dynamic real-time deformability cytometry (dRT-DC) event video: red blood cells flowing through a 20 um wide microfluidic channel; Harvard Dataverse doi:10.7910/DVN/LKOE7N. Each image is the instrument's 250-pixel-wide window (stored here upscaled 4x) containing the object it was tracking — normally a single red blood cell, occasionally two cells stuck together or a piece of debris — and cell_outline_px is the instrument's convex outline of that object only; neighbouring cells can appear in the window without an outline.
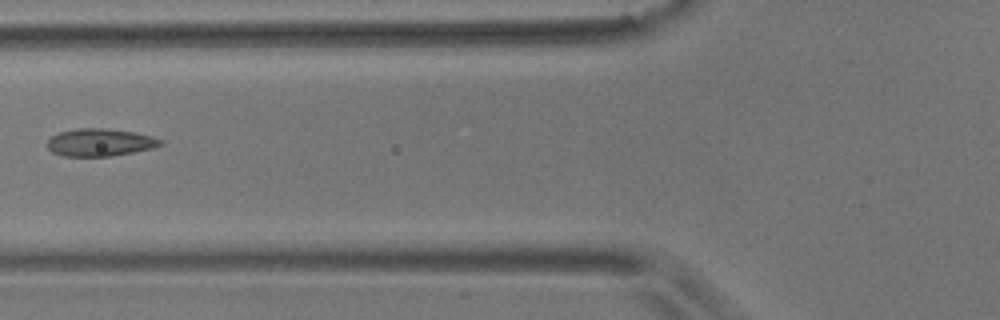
{"species": "common noctule bat (a hibernating species)", "species_latin": "Nyctalus noctula", "temperature_condition": "room temperature", "stored_images_in_passage": 4, "camera_frame_rate_fps": 3000, "um_per_image_px": 0.085, "animal": {"sex": "male", "body_mass_g": 17.9}, "frame": {"image": 1, "passage_image": 2, "time_ms": 1.333, "image_size_px": [1000, 320], "cell_outline_px": [[164, 144], [152, 148], [112, 156], [64, 156], [52, 152], [48, 148], [48, 140], [52, 136], [60, 132], [76, 128], [104, 128], [136, 132], [152, 136], [164, 140]], "centroid_in_image_um": [8.53, 12.1], "position_along_channel_um": 117.3, "area_um2": 18.21}}
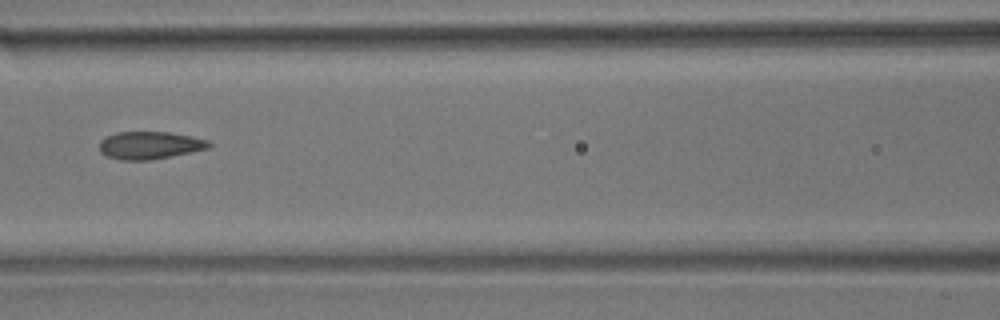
{"frame": {"image": 2, "passage_image": 3, "time_ms": 2.333, "image_size_px": [1000, 320], "cell_outline_px": [[212, 144], [208, 148], [192, 152], [148, 160], [120, 160], [108, 156], [100, 152], [100, 140], [116, 132], [168, 132], [192, 136], [208, 140]], "centroid_in_image_um": [12.74, 12.34], "position_along_channel_um": 153.9, "area_um2": 17.51}}
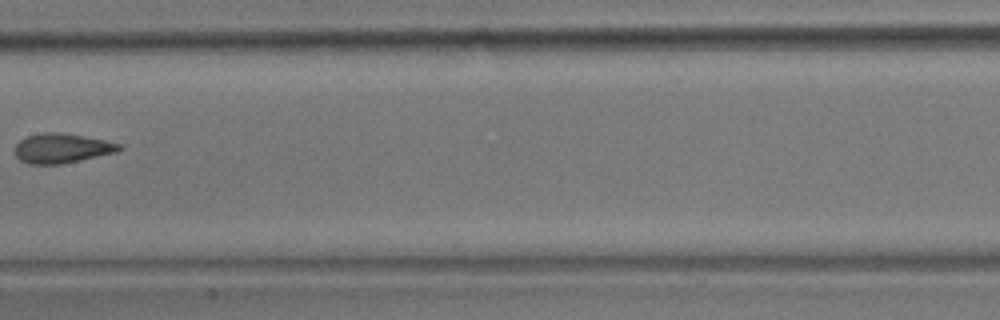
{"frame": {"image": 3, "passage_image": 4, "time_ms": 3.667, "image_size_px": [1000, 320], "cell_outline_px": [[124, 148], [116, 152], [60, 164], [28, 164], [20, 160], [16, 156], [16, 144], [20, 140], [28, 136], [44, 132], [60, 132], [84, 136], [104, 140], [120, 144]], "centroid_in_image_um": [5.25, 12.6], "position_along_channel_um": 202.2, "area_um2": 17.8}}